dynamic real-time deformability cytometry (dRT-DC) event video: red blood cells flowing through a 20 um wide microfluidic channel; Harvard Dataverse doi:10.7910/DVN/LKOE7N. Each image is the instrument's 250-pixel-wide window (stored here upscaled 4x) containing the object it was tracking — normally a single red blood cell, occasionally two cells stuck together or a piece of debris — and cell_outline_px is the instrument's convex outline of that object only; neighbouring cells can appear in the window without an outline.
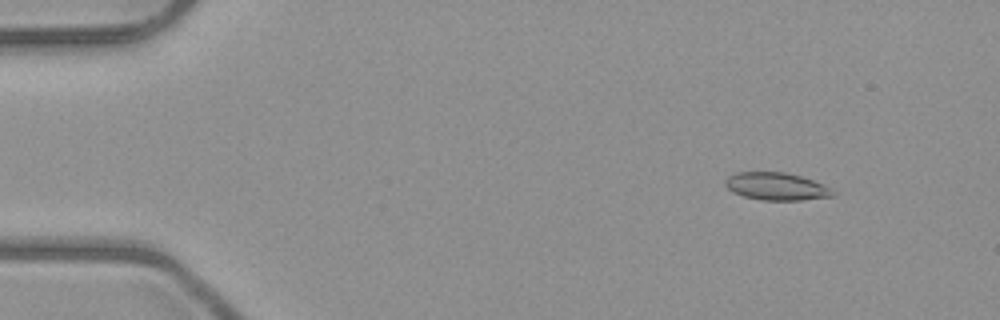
{"species": "common noctule bat (a hibernating species)", "species_latin": "Nyctalus noctula", "temperature_condition": "room temperature", "stored_images_in_passage": 6, "camera_frame_rate_fps": 3000, "um_per_image_px": 0.085, "animal": {"sex": "male", "body_mass_g": 23.1, "forearm_length_mm": 52.7}, "frame": {"image": 1, "passage_image": 2, "time_ms": 1.333, "image_size_px": [1000, 320], "cell_outline_px": [[836, 196], [800, 200], [760, 200], [744, 196], [732, 192], [724, 184], [724, 180], [728, 176], [736, 172], [784, 172], [800, 176], [824, 184], [836, 192]], "centroid_in_image_um": [65.99, 15.85], "position_along_channel_um": 19.0, "area_um2": 17.4}}
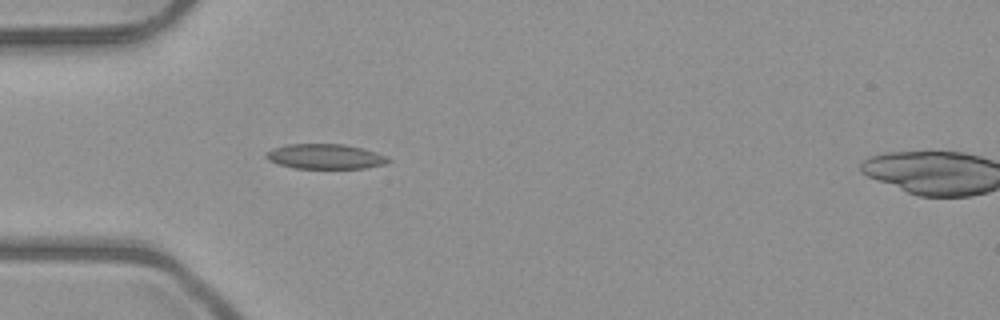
{"frame": {"image": 2, "passage_image": 5, "time_ms": 4.667, "image_size_px": [1000, 320], "cell_outline_px": [[392, 160], [384, 164], [364, 168], [296, 168], [280, 164], [268, 160], [264, 156], [272, 148], [288, 144], [344, 144], [376, 152], [388, 156]], "centroid_in_image_um": [27.66, 13.3], "position_along_channel_um": 57.3, "area_um2": 17.63}}